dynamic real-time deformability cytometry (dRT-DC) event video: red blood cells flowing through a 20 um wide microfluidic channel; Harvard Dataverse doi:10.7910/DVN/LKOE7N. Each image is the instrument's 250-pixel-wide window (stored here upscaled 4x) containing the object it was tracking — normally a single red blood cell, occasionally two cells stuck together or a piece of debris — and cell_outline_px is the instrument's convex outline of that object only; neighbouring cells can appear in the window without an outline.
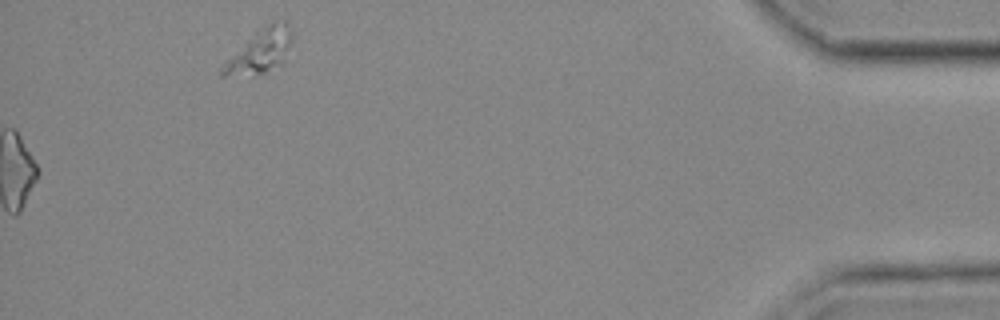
{"species": "common noctule bat (a hibernating species)", "species_latin": "Nyctalus noctula", "temperature_condition": "cold", "stored_images_in_passage": 40, "camera_frame_rate_fps": 3000, "um_per_image_px": 0.085, "animal": {"sex": "female", "body_mass_g": 25.1}, "frame": {"image": 1, "passage_image": 40, "time_ms": 13.0, "image_size_px": [1000, 320], "cell_outline_px": [[292, 32], [284, 60], [264, 72], [224, 76], [220, 76], [220, 68], [248, 40], [272, 20], [288, 20]], "centroid_in_image_um": [22.15, 4.29], "position_along_channel_um": 413.0, "area_um2": 16.59}}